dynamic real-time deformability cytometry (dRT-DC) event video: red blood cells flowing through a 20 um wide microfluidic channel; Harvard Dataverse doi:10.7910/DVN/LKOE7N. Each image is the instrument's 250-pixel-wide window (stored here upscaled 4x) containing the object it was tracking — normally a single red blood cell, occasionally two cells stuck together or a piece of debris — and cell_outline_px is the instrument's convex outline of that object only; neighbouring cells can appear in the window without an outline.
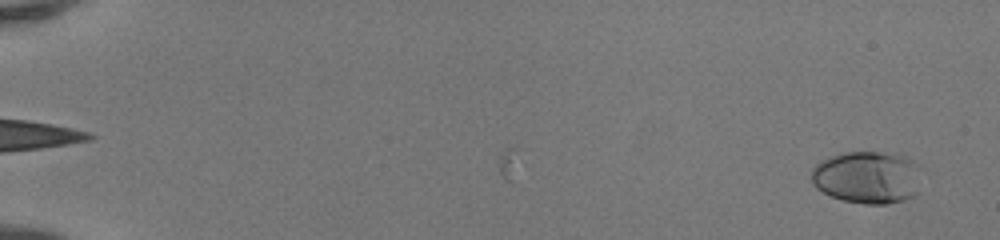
{"species": "human", "species_latin": "Homo sapiens", "temperature_condition": "room temperature", "stored_images_in_passage": 50, "camera_frame_rate_fps": 3000, "um_per_image_px": 0.085, "donor": {"sex": "female"}, "frame": {"image": 1, "passage_image": 2, "time_ms": 0.333, "image_size_px": [1000, 240], "cell_outline_px": [[916, 192], [912, 196], [904, 200], [888, 204], [864, 204], [844, 200], [832, 196], [816, 188], [812, 184], [812, 168], [820, 160], [844, 152], [896, 152], [908, 156], [916, 164]], "centroid_in_image_um": [73.67, 15.05], "position_along_channel_um": 11.3, "area_um2": 33.47}}
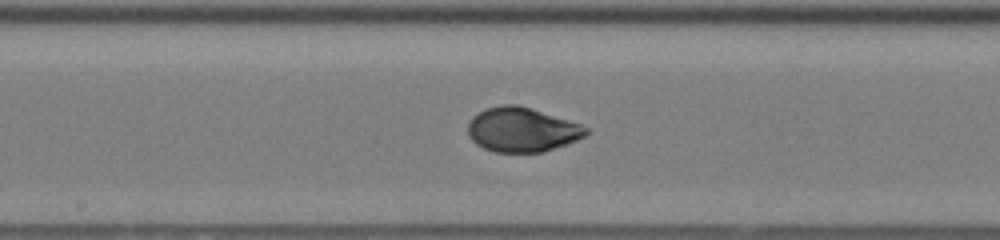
{"frame": {"image": 2, "passage_image": 29, "time_ms": 9.333, "image_size_px": [1000, 240], "cell_outline_px": [[592, 132], [568, 144], [540, 152], [496, 152], [484, 148], [476, 144], [468, 136], [468, 124], [472, 116], [488, 108], [504, 104], [516, 104], [532, 108], [580, 124], [588, 128]], "centroid_in_image_um": [44.37, 11.02], "position_along_channel_um": 203.8, "area_um2": 30.52}}
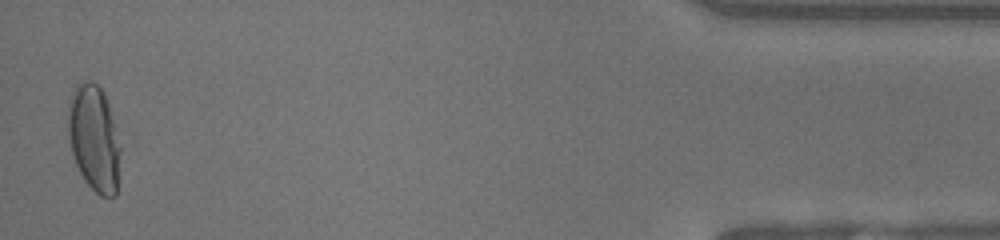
{"frame": {"image": 3, "passage_image": 50, "time_ms": 16.333, "image_size_px": [1000, 240], "cell_outline_px": [[120, 152], [116, 196], [100, 196], [84, 180], [76, 164], [72, 152], [68, 136], [68, 112], [72, 92], [76, 84], [80, 80], [92, 80], [100, 88], [108, 104], [116, 128], [120, 148]], "centroid_in_image_um": [7.99, 11.74], "position_along_channel_um": 427.2, "area_um2": 32.19}, "authors_computed_cell_mechanics": {"area_um2": 30.3739, "velocity_mm_per_s": 4.1993, "shape_relaxation_time_tau1_ms": 4.5374, "shape_relaxation_time_tau2_ms": null, "deformation_change_tau1": 0.2084, "deformation_change_tau2": null}}